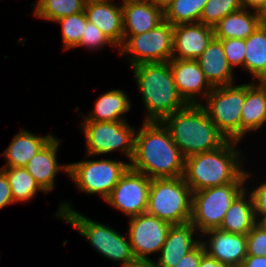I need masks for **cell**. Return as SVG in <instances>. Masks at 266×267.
I'll list each match as a JSON object with an SVG mask.
<instances>
[{
  "mask_svg": "<svg viewBox=\"0 0 266 267\" xmlns=\"http://www.w3.org/2000/svg\"><path fill=\"white\" fill-rule=\"evenodd\" d=\"M130 168L150 179L182 177L185 157L162 122L144 121L135 134Z\"/></svg>",
  "mask_w": 266,
  "mask_h": 267,
  "instance_id": "cell-1",
  "label": "cell"
},
{
  "mask_svg": "<svg viewBox=\"0 0 266 267\" xmlns=\"http://www.w3.org/2000/svg\"><path fill=\"white\" fill-rule=\"evenodd\" d=\"M236 144L237 141L228 140L218 149L185 158L183 178L192 192L247 181L251 175L240 168L242 152L236 150Z\"/></svg>",
  "mask_w": 266,
  "mask_h": 267,
  "instance_id": "cell-2",
  "label": "cell"
},
{
  "mask_svg": "<svg viewBox=\"0 0 266 267\" xmlns=\"http://www.w3.org/2000/svg\"><path fill=\"white\" fill-rule=\"evenodd\" d=\"M183 156L213 151L228 140L200 104H187L162 121Z\"/></svg>",
  "mask_w": 266,
  "mask_h": 267,
  "instance_id": "cell-3",
  "label": "cell"
},
{
  "mask_svg": "<svg viewBox=\"0 0 266 267\" xmlns=\"http://www.w3.org/2000/svg\"><path fill=\"white\" fill-rule=\"evenodd\" d=\"M132 69L148 112L145 121L161 122L187 105L177 90L169 62L143 63Z\"/></svg>",
  "mask_w": 266,
  "mask_h": 267,
  "instance_id": "cell-4",
  "label": "cell"
},
{
  "mask_svg": "<svg viewBox=\"0 0 266 267\" xmlns=\"http://www.w3.org/2000/svg\"><path fill=\"white\" fill-rule=\"evenodd\" d=\"M56 214L88 239L101 256L111 261H121L122 266L136 260L129 239L127 240L128 237H124L107 225L85 217L74 210L68 202H63Z\"/></svg>",
  "mask_w": 266,
  "mask_h": 267,
  "instance_id": "cell-5",
  "label": "cell"
},
{
  "mask_svg": "<svg viewBox=\"0 0 266 267\" xmlns=\"http://www.w3.org/2000/svg\"><path fill=\"white\" fill-rule=\"evenodd\" d=\"M192 191L183 176L154 178L148 194L146 213L171 225L190 222Z\"/></svg>",
  "mask_w": 266,
  "mask_h": 267,
  "instance_id": "cell-6",
  "label": "cell"
},
{
  "mask_svg": "<svg viewBox=\"0 0 266 267\" xmlns=\"http://www.w3.org/2000/svg\"><path fill=\"white\" fill-rule=\"evenodd\" d=\"M245 182H232L192 192L191 219L200 235L220 228L233 200L246 188Z\"/></svg>",
  "mask_w": 266,
  "mask_h": 267,
  "instance_id": "cell-7",
  "label": "cell"
},
{
  "mask_svg": "<svg viewBox=\"0 0 266 267\" xmlns=\"http://www.w3.org/2000/svg\"><path fill=\"white\" fill-rule=\"evenodd\" d=\"M174 25L163 21L150 31L138 35H123L120 55H131L130 65L164 63L172 59ZM129 53V54H128Z\"/></svg>",
  "mask_w": 266,
  "mask_h": 267,
  "instance_id": "cell-8",
  "label": "cell"
},
{
  "mask_svg": "<svg viewBox=\"0 0 266 267\" xmlns=\"http://www.w3.org/2000/svg\"><path fill=\"white\" fill-rule=\"evenodd\" d=\"M202 107L227 140L240 141L241 110L245 101V84L213 87ZM207 105V106H206Z\"/></svg>",
  "mask_w": 266,
  "mask_h": 267,
  "instance_id": "cell-9",
  "label": "cell"
},
{
  "mask_svg": "<svg viewBox=\"0 0 266 267\" xmlns=\"http://www.w3.org/2000/svg\"><path fill=\"white\" fill-rule=\"evenodd\" d=\"M129 167L130 163L111 159L80 161L69 164L68 176L80 191L105 200Z\"/></svg>",
  "mask_w": 266,
  "mask_h": 267,
  "instance_id": "cell-10",
  "label": "cell"
},
{
  "mask_svg": "<svg viewBox=\"0 0 266 267\" xmlns=\"http://www.w3.org/2000/svg\"><path fill=\"white\" fill-rule=\"evenodd\" d=\"M81 128L87 143V155H102L122 150L131 161L134 154L136 130L126 121H83Z\"/></svg>",
  "mask_w": 266,
  "mask_h": 267,
  "instance_id": "cell-11",
  "label": "cell"
},
{
  "mask_svg": "<svg viewBox=\"0 0 266 267\" xmlns=\"http://www.w3.org/2000/svg\"><path fill=\"white\" fill-rule=\"evenodd\" d=\"M150 184L149 177L129 167L104 201L128 217L146 213Z\"/></svg>",
  "mask_w": 266,
  "mask_h": 267,
  "instance_id": "cell-12",
  "label": "cell"
},
{
  "mask_svg": "<svg viewBox=\"0 0 266 267\" xmlns=\"http://www.w3.org/2000/svg\"><path fill=\"white\" fill-rule=\"evenodd\" d=\"M128 239L136 260H152L148 255L160 253L171 224L143 213L130 217Z\"/></svg>",
  "mask_w": 266,
  "mask_h": 267,
  "instance_id": "cell-13",
  "label": "cell"
},
{
  "mask_svg": "<svg viewBox=\"0 0 266 267\" xmlns=\"http://www.w3.org/2000/svg\"><path fill=\"white\" fill-rule=\"evenodd\" d=\"M169 64L177 90L187 104H200L197 96L207 97L212 91L197 60L172 58Z\"/></svg>",
  "mask_w": 266,
  "mask_h": 267,
  "instance_id": "cell-14",
  "label": "cell"
},
{
  "mask_svg": "<svg viewBox=\"0 0 266 267\" xmlns=\"http://www.w3.org/2000/svg\"><path fill=\"white\" fill-rule=\"evenodd\" d=\"M211 236L209 241H201L205 252L229 267H241L247 256L246 235L211 229L201 236Z\"/></svg>",
  "mask_w": 266,
  "mask_h": 267,
  "instance_id": "cell-15",
  "label": "cell"
},
{
  "mask_svg": "<svg viewBox=\"0 0 266 267\" xmlns=\"http://www.w3.org/2000/svg\"><path fill=\"white\" fill-rule=\"evenodd\" d=\"M213 37L214 28L200 22L174 25L172 58L196 60Z\"/></svg>",
  "mask_w": 266,
  "mask_h": 267,
  "instance_id": "cell-16",
  "label": "cell"
},
{
  "mask_svg": "<svg viewBox=\"0 0 266 267\" xmlns=\"http://www.w3.org/2000/svg\"><path fill=\"white\" fill-rule=\"evenodd\" d=\"M87 20L96 25L110 42L120 47L123 43V12L111 0H88L85 4Z\"/></svg>",
  "mask_w": 266,
  "mask_h": 267,
  "instance_id": "cell-17",
  "label": "cell"
},
{
  "mask_svg": "<svg viewBox=\"0 0 266 267\" xmlns=\"http://www.w3.org/2000/svg\"><path fill=\"white\" fill-rule=\"evenodd\" d=\"M197 229L191 223L171 225L155 267H175L182 257L190 252L201 240L194 239Z\"/></svg>",
  "mask_w": 266,
  "mask_h": 267,
  "instance_id": "cell-18",
  "label": "cell"
},
{
  "mask_svg": "<svg viewBox=\"0 0 266 267\" xmlns=\"http://www.w3.org/2000/svg\"><path fill=\"white\" fill-rule=\"evenodd\" d=\"M59 142L60 140L54 136L25 166L45 193L54 189L55 176L60 169L69 174V164L59 165L57 161Z\"/></svg>",
  "mask_w": 266,
  "mask_h": 267,
  "instance_id": "cell-19",
  "label": "cell"
},
{
  "mask_svg": "<svg viewBox=\"0 0 266 267\" xmlns=\"http://www.w3.org/2000/svg\"><path fill=\"white\" fill-rule=\"evenodd\" d=\"M196 60L212 87L234 84V70L226 59L220 39L213 37L202 55Z\"/></svg>",
  "mask_w": 266,
  "mask_h": 267,
  "instance_id": "cell-20",
  "label": "cell"
},
{
  "mask_svg": "<svg viewBox=\"0 0 266 267\" xmlns=\"http://www.w3.org/2000/svg\"><path fill=\"white\" fill-rule=\"evenodd\" d=\"M266 123V83L245 84V101L241 110L240 140L246 132L255 131Z\"/></svg>",
  "mask_w": 266,
  "mask_h": 267,
  "instance_id": "cell-21",
  "label": "cell"
},
{
  "mask_svg": "<svg viewBox=\"0 0 266 267\" xmlns=\"http://www.w3.org/2000/svg\"><path fill=\"white\" fill-rule=\"evenodd\" d=\"M123 35H138L150 31L164 21V12L149 1L122 6Z\"/></svg>",
  "mask_w": 266,
  "mask_h": 267,
  "instance_id": "cell-22",
  "label": "cell"
},
{
  "mask_svg": "<svg viewBox=\"0 0 266 267\" xmlns=\"http://www.w3.org/2000/svg\"><path fill=\"white\" fill-rule=\"evenodd\" d=\"M53 137L51 134L40 137L22 129L1 154L7 159V164L3 167H25Z\"/></svg>",
  "mask_w": 266,
  "mask_h": 267,
  "instance_id": "cell-23",
  "label": "cell"
},
{
  "mask_svg": "<svg viewBox=\"0 0 266 267\" xmlns=\"http://www.w3.org/2000/svg\"><path fill=\"white\" fill-rule=\"evenodd\" d=\"M257 223L253 199L251 194L247 195L244 189L231 203L219 229L234 234L247 235Z\"/></svg>",
  "mask_w": 266,
  "mask_h": 267,
  "instance_id": "cell-24",
  "label": "cell"
},
{
  "mask_svg": "<svg viewBox=\"0 0 266 267\" xmlns=\"http://www.w3.org/2000/svg\"><path fill=\"white\" fill-rule=\"evenodd\" d=\"M242 8L226 15L214 28L217 39H247L261 24L257 11Z\"/></svg>",
  "mask_w": 266,
  "mask_h": 267,
  "instance_id": "cell-25",
  "label": "cell"
},
{
  "mask_svg": "<svg viewBox=\"0 0 266 267\" xmlns=\"http://www.w3.org/2000/svg\"><path fill=\"white\" fill-rule=\"evenodd\" d=\"M130 108L131 103L126 93L120 89H114L98 97L94 109L89 115L84 116V121H126L122 117L123 114L130 111Z\"/></svg>",
  "mask_w": 266,
  "mask_h": 267,
  "instance_id": "cell-26",
  "label": "cell"
},
{
  "mask_svg": "<svg viewBox=\"0 0 266 267\" xmlns=\"http://www.w3.org/2000/svg\"><path fill=\"white\" fill-rule=\"evenodd\" d=\"M244 69L258 81L266 80V25L259 27L245 39Z\"/></svg>",
  "mask_w": 266,
  "mask_h": 267,
  "instance_id": "cell-27",
  "label": "cell"
},
{
  "mask_svg": "<svg viewBox=\"0 0 266 267\" xmlns=\"http://www.w3.org/2000/svg\"><path fill=\"white\" fill-rule=\"evenodd\" d=\"M11 187L14 203L27 202L38 190L43 191L25 167H2Z\"/></svg>",
  "mask_w": 266,
  "mask_h": 267,
  "instance_id": "cell-28",
  "label": "cell"
},
{
  "mask_svg": "<svg viewBox=\"0 0 266 267\" xmlns=\"http://www.w3.org/2000/svg\"><path fill=\"white\" fill-rule=\"evenodd\" d=\"M86 0H38L34 15L49 21H56L85 10Z\"/></svg>",
  "mask_w": 266,
  "mask_h": 267,
  "instance_id": "cell-29",
  "label": "cell"
},
{
  "mask_svg": "<svg viewBox=\"0 0 266 267\" xmlns=\"http://www.w3.org/2000/svg\"><path fill=\"white\" fill-rule=\"evenodd\" d=\"M208 0H174L164 12V20L172 25L200 22Z\"/></svg>",
  "mask_w": 266,
  "mask_h": 267,
  "instance_id": "cell-30",
  "label": "cell"
},
{
  "mask_svg": "<svg viewBox=\"0 0 266 267\" xmlns=\"http://www.w3.org/2000/svg\"><path fill=\"white\" fill-rule=\"evenodd\" d=\"M87 21L85 11L55 21L60 23L62 27L61 32L64 50L75 48L80 44Z\"/></svg>",
  "mask_w": 266,
  "mask_h": 267,
  "instance_id": "cell-31",
  "label": "cell"
},
{
  "mask_svg": "<svg viewBox=\"0 0 266 267\" xmlns=\"http://www.w3.org/2000/svg\"><path fill=\"white\" fill-rule=\"evenodd\" d=\"M242 8L241 0H208L202 10L200 23L214 27L226 15Z\"/></svg>",
  "mask_w": 266,
  "mask_h": 267,
  "instance_id": "cell-32",
  "label": "cell"
},
{
  "mask_svg": "<svg viewBox=\"0 0 266 267\" xmlns=\"http://www.w3.org/2000/svg\"><path fill=\"white\" fill-rule=\"evenodd\" d=\"M224 48L226 59L232 67L241 66L244 69V59L246 52L245 39H220Z\"/></svg>",
  "mask_w": 266,
  "mask_h": 267,
  "instance_id": "cell-33",
  "label": "cell"
},
{
  "mask_svg": "<svg viewBox=\"0 0 266 267\" xmlns=\"http://www.w3.org/2000/svg\"><path fill=\"white\" fill-rule=\"evenodd\" d=\"M247 255L266 256V229L257 223L246 235Z\"/></svg>",
  "mask_w": 266,
  "mask_h": 267,
  "instance_id": "cell-34",
  "label": "cell"
},
{
  "mask_svg": "<svg viewBox=\"0 0 266 267\" xmlns=\"http://www.w3.org/2000/svg\"><path fill=\"white\" fill-rule=\"evenodd\" d=\"M105 44L114 46L110 40L102 33L100 28H98L93 23L87 21L85 25L84 33L81 37V42L77 47L80 46H86L88 49L91 48V50L94 48H102L105 46Z\"/></svg>",
  "mask_w": 266,
  "mask_h": 267,
  "instance_id": "cell-35",
  "label": "cell"
},
{
  "mask_svg": "<svg viewBox=\"0 0 266 267\" xmlns=\"http://www.w3.org/2000/svg\"><path fill=\"white\" fill-rule=\"evenodd\" d=\"M253 199L254 213L257 222L266 216V181L250 193ZM261 217V218H258Z\"/></svg>",
  "mask_w": 266,
  "mask_h": 267,
  "instance_id": "cell-36",
  "label": "cell"
},
{
  "mask_svg": "<svg viewBox=\"0 0 266 267\" xmlns=\"http://www.w3.org/2000/svg\"><path fill=\"white\" fill-rule=\"evenodd\" d=\"M205 248L200 241L190 252L182 257L175 267H199L201 257L205 254Z\"/></svg>",
  "mask_w": 266,
  "mask_h": 267,
  "instance_id": "cell-37",
  "label": "cell"
},
{
  "mask_svg": "<svg viewBox=\"0 0 266 267\" xmlns=\"http://www.w3.org/2000/svg\"><path fill=\"white\" fill-rule=\"evenodd\" d=\"M13 197L11 192V187L9 185L6 172L0 168V210L9 205L13 204Z\"/></svg>",
  "mask_w": 266,
  "mask_h": 267,
  "instance_id": "cell-38",
  "label": "cell"
},
{
  "mask_svg": "<svg viewBox=\"0 0 266 267\" xmlns=\"http://www.w3.org/2000/svg\"><path fill=\"white\" fill-rule=\"evenodd\" d=\"M241 267H266V256L247 255Z\"/></svg>",
  "mask_w": 266,
  "mask_h": 267,
  "instance_id": "cell-39",
  "label": "cell"
},
{
  "mask_svg": "<svg viewBox=\"0 0 266 267\" xmlns=\"http://www.w3.org/2000/svg\"><path fill=\"white\" fill-rule=\"evenodd\" d=\"M199 267H229L226 264H222L217 259L209 256L205 253L200 260Z\"/></svg>",
  "mask_w": 266,
  "mask_h": 267,
  "instance_id": "cell-40",
  "label": "cell"
},
{
  "mask_svg": "<svg viewBox=\"0 0 266 267\" xmlns=\"http://www.w3.org/2000/svg\"><path fill=\"white\" fill-rule=\"evenodd\" d=\"M265 1L266 0H241V4L245 9L251 8L250 10L258 11Z\"/></svg>",
  "mask_w": 266,
  "mask_h": 267,
  "instance_id": "cell-41",
  "label": "cell"
},
{
  "mask_svg": "<svg viewBox=\"0 0 266 267\" xmlns=\"http://www.w3.org/2000/svg\"><path fill=\"white\" fill-rule=\"evenodd\" d=\"M122 267H155L153 260H135Z\"/></svg>",
  "mask_w": 266,
  "mask_h": 267,
  "instance_id": "cell-42",
  "label": "cell"
},
{
  "mask_svg": "<svg viewBox=\"0 0 266 267\" xmlns=\"http://www.w3.org/2000/svg\"><path fill=\"white\" fill-rule=\"evenodd\" d=\"M152 3L156 8L161 9L163 12L172 4L174 0H148Z\"/></svg>",
  "mask_w": 266,
  "mask_h": 267,
  "instance_id": "cell-43",
  "label": "cell"
},
{
  "mask_svg": "<svg viewBox=\"0 0 266 267\" xmlns=\"http://www.w3.org/2000/svg\"><path fill=\"white\" fill-rule=\"evenodd\" d=\"M260 23L266 25V1L257 11Z\"/></svg>",
  "mask_w": 266,
  "mask_h": 267,
  "instance_id": "cell-44",
  "label": "cell"
},
{
  "mask_svg": "<svg viewBox=\"0 0 266 267\" xmlns=\"http://www.w3.org/2000/svg\"><path fill=\"white\" fill-rule=\"evenodd\" d=\"M148 0H122V5H126V4H131V3H143V2H147Z\"/></svg>",
  "mask_w": 266,
  "mask_h": 267,
  "instance_id": "cell-45",
  "label": "cell"
},
{
  "mask_svg": "<svg viewBox=\"0 0 266 267\" xmlns=\"http://www.w3.org/2000/svg\"><path fill=\"white\" fill-rule=\"evenodd\" d=\"M258 223L261 224L266 229V216L263 217Z\"/></svg>",
  "mask_w": 266,
  "mask_h": 267,
  "instance_id": "cell-46",
  "label": "cell"
}]
</instances>
